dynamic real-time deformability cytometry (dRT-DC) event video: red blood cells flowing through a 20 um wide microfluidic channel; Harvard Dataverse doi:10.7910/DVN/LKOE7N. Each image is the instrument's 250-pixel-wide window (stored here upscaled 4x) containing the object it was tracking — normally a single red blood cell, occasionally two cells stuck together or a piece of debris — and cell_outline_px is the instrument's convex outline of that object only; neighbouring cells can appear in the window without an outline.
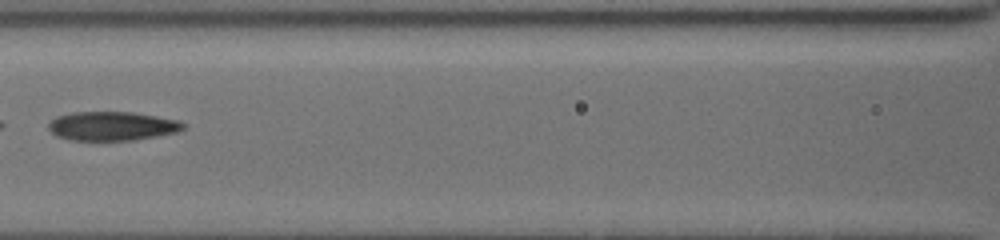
{"species": "common noctule bat (a hibernating species)", "species_latin": "Nyctalus noctula", "temperature_condition": "cold", "stored_images_in_passage": 8, "camera_frame_rate_fps": 3000, "um_per_image_px": 0.085, "animal": {"sex": "female", "body_mass_g": 19.5, "forearm_length_mm": 54.1}, "frame": {"image": 1, "passage_image": 6, "time_ms": 2.667, "image_size_px": [1000, 240], "cell_outline_px": [[184, 128], [176, 132], [156, 136], [132, 140], [72, 140], [56, 136], [48, 128], [48, 124], [56, 116], [72, 112], [132, 112], [156, 116], [176, 120], [184, 124]], "centroid_in_image_um": [9.48, 10.71], "position_along_channel_um": 157.1, "area_um2": 22.54}}